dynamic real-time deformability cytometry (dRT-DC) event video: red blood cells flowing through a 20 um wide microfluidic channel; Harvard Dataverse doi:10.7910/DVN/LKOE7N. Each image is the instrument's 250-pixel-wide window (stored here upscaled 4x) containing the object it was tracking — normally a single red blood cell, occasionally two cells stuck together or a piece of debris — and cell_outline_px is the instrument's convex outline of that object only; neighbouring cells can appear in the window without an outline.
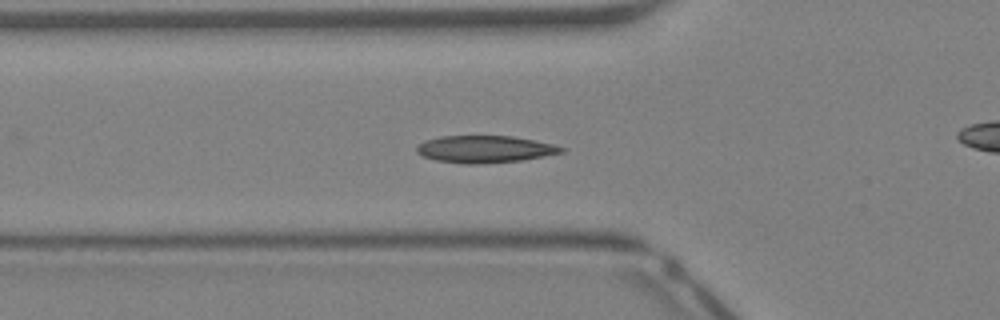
{"species": "Egyptian fruit bat (a non-hibernating species)", "species_latin": "Rousettus aegyptiacus", "temperature_condition": "warm", "stored_images_in_passage": 38, "camera_frame_rate_fps": 3000, "um_per_image_px": 0.085, "animal": {"sex": "female"}, "frame": {"image": 1, "passage_image": 14, "time_ms": 4.333, "image_size_px": [1000, 320], "cell_outline_px": [[564, 152], [520, 160], [476, 164], [468, 164], [436, 160], [424, 156], [416, 152], [416, 148], [424, 140], [440, 136], [512, 136], [552, 144], [564, 148]], "centroid_in_image_um": [41.17, 12.67], "position_along_channel_um": 84.6, "area_um2": 22.48}}
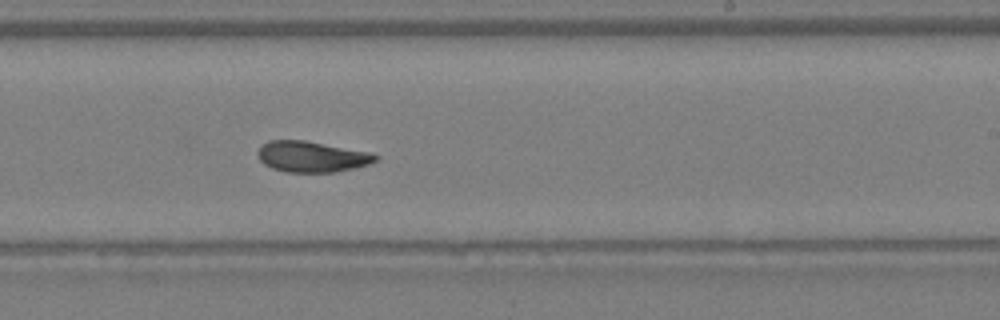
{"frame": {"image": 2, "passage_image": 25, "time_ms": 8.0, "image_size_px": [1000, 320], "cell_outline_px": [[380, 156], [376, 160], [368, 164], [356, 168], [336, 172], [288, 172], [272, 168], [264, 164], [260, 160], [256, 152], [268, 140], [304, 140], [368, 152]], "centroid_in_image_um": [26.49, 13.32], "position_along_channel_um": 262.5, "area_um2": 21.04}}
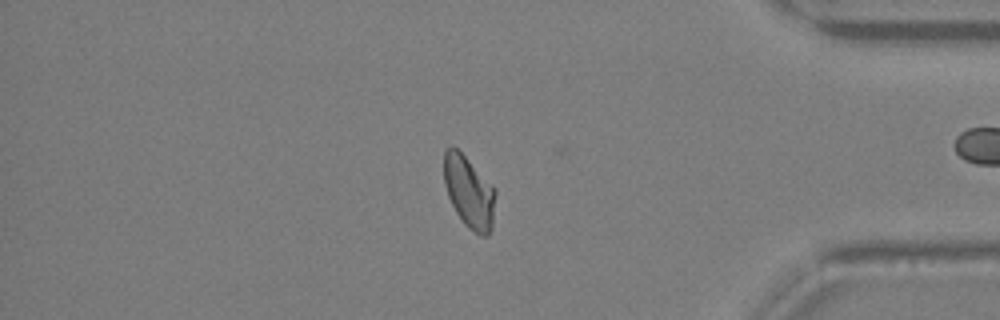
{"frame": {"image": 3, "passage_image": 35, "time_ms": 11.333, "image_size_px": [1000, 320], "cell_outline_px": [[496, 192], [492, 228], [488, 236], [480, 236], [468, 228], [464, 224], [456, 212], [448, 196], [444, 184], [444, 152], [452, 144], [496, 188]], "centroid_in_image_um": [39.88, 16.35], "position_along_channel_um": 395.3, "area_um2": 21.62}, "authors_computed_cell_mechanics": {"area_um2": 21.4438, "velocity_mm_per_s": 4.8584, "shape_relaxation_time_tau1_ms": 5.3632, "shape_relaxation_time_tau2_ms": 2.3155, "deformation_change_tau1": 0.1643, "deformation_change_tau2": 0.071}}